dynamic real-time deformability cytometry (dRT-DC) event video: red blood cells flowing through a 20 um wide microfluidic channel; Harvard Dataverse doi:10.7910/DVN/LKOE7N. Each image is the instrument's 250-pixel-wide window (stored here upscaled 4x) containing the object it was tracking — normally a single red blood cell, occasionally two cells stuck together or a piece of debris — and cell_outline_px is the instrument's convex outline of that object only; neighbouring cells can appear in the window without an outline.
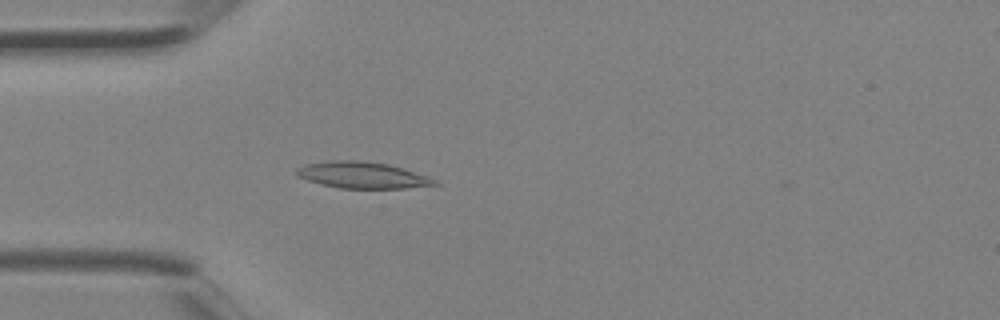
{"species": "Egyptian fruit bat (a non-hibernating species)", "species_latin": "Rousettus aegyptiacus", "temperature_condition": "room temperature", "stored_images_in_passage": 3, "camera_frame_rate_fps": 3000, "um_per_image_px": 0.085, "animal": {"sex": "female"}, "frame": {"image": 1, "passage_image": 3, "time_ms": 0.667, "image_size_px": [1000, 320], "cell_outline_px": [[440, 184], [404, 188], [340, 188], [308, 180], [296, 176], [296, 168], [304, 164], [336, 160], [356, 160], [388, 164], [436, 180]], "centroid_in_image_um": [30.73, 14.88], "position_along_channel_um": 54.3, "area_um2": 20.75}}